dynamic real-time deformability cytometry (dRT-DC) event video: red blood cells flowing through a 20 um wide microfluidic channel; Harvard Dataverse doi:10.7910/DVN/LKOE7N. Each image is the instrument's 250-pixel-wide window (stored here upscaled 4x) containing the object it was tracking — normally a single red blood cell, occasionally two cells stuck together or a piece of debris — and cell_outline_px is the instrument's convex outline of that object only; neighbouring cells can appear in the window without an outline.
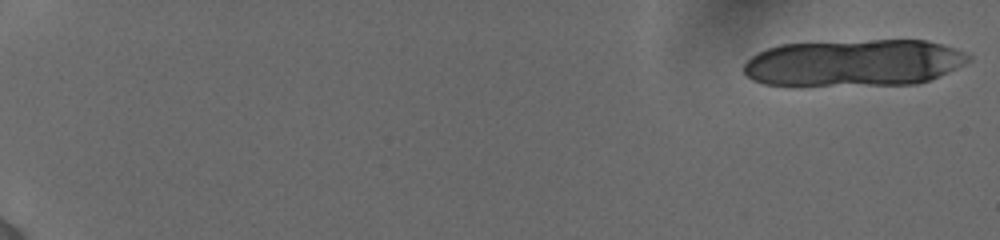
{"species": "human", "species_latin": "Homo sapiens", "temperature_condition": "cold", "stored_images_in_passage": 19, "camera_frame_rate_fps": 3000, "um_per_image_px": 0.085, "donor": {"sex": "female"}, "frame": {"image": 1, "passage_image": 1, "time_ms": 0.0, "image_size_px": [1000, 240], "cell_outline_px": [[972, 60], [964, 64], [928, 80], [916, 84], [800, 88], [796, 88], [764, 84], [752, 80], [744, 72], [744, 64], [752, 56], [768, 48], [780, 44], [872, 40], [928, 40], [952, 48], [972, 56]], "centroid_in_image_um": [72.51, 5.39], "position_along_channel_um": 12.5, "area_um2": 62.71}}
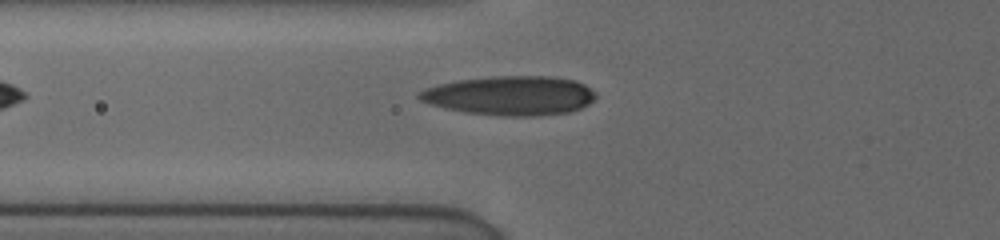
{"frame": {"image": 2, "passage_image": 19, "time_ms": 7.667, "image_size_px": [1000, 240], "cell_outline_px": [[596, 96], [588, 104], [580, 108], [568, 112], [536, 116], [500, 116], [464, 112], [432, 104], [420, 100], [416, 96], [424, 88], [456, 80], [496, 76], [552, 76], [572, 80], [584, 84], [596, 92]], "centroid_in_image_um": [43.37, 8.12], "position_along_channel_um": 82.4, "area_um2": 40.23}}